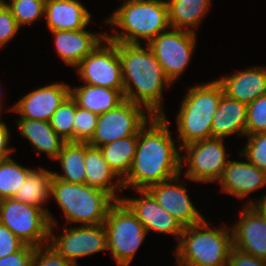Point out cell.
<instances>
[{
  "label": "cell",
  "instance_id": "cell-41",
  "mask_svg": "<svg viewBox=\"0 0 266 266\" xmlns=\"http://www.w3.org/2000/svg\"><path fill=\"white\" fill-rule=\"evenodd\" d=\"M9 131L6 124L3 122L0 124V159H5L10 157V153L13 152L14 148L7 147L9 143Z\"/></svg>",
  "mask_w": 266,
  "mask_h": 266
},
{
  "label": "cell",
  "instance_id": "cell-14",
  "mask_svg": "<svg viewBox=\"0 0 266 266\" xmlns=\"http://www.w3.org/2000/svg\"><path fill=\"white\" fill-rule=\"evenodd\" d=\"M180 175L167 181L154 184L146 190L155 198L157 203L176 218L183 227L192 226L204 220V217L192 204L187 189L177 185Z\"/></svg>",
  "mask_w": 266,
  "mask_h": 266
},
{
  "label": "cell",
  "instance_id": "cell-2",
  "mask_svg": "<svg viewBox=\"0 0 266 266\" xmlns=\"http://www.w3.org/2000/svg\"><path fill=\"white\" fill-rule=\"evenodd\" d=\"M146 48L141 44L117 42L123 95L126 100L143 106L147 115L165 116L161 104L162 92L165 85H171V81L166 77L151 48L148 45Z\"/></svg>",
  "mask_w": 266,
  "mask_h": 266
},
{
  "label": "cell",
  "instance_id": "cell-30",
  "mask_svg": "<svg viewBox=\"0 0 266 266\" xmlns=\"http://www.w3.org/2000/svg\"><path fill=\"white\" fill-rule=\"evenodd\" d=\"M32 169L16 163L11 157L0 160V200L13 198Z\"/></svg>",
  "mask_w": 266,
  "mask_h": 266
},
{
  "label": "cell",
  "instance_id": "cell-12",
  "mask_svg": "<svg viewBox=\"0 0 266 266\" xmlns=\"http://www.w3.org/2000/svg\"><path fill=\"white\" fill-rule=\"evenodd\" d=\"M104 42L106 46L100 43L75 68L85 84L123 90L117 42Z\"/></svg>",
  "mask_w": 266,
  "mask_h": 266
},
{
  "label": "cell",
  "instance_id": "cell-18",
  "mask_svg": "<svg viewBox=\"0 0 266 266\" xmlns=\"http://www.w3.org/2000/svg\"><path fill=\"white\" fill-rule=\"evenodd\" d=\"M219 182L221 191L242 199L258 188L266 186V172L248 160H229Z\"/></svg>",
  "mask_w": 266,
  "mask_h": 266
},
{
  "label": "cell",
  "instance_id": "cell-22",
  "mask_svg": "<svg viewBox=\"0 0 266 266\" xmlns=\"http://www.w3.org/2000/svg\"><path fill=\"white\" fill-rule=\"evenodd\" d=\"M247 104L222 95L211 124V136L225 138L233 133L246 137Z\"/></svg>",
  "mask_w": 266,
  "mask_h": 266
},
{
  "label": "cell",
  "instance_id": "cell-27",
  "mask_svg": "<svg viewBox=\"0 0 266 266\" xmlns=\"http://www.w3.org/2000/svg\"><path fill=\"white\" fill-rule=\"evenodd\" d=\"M84 159L85 143L66 142L55 159L60 162L64 174L53 172V177L69 183L86 184Z\"/></svg>",
  "mask_w": 266,
  "mask_h": 266
},
{
  "label": "cell",
  "instance_id": "cell-28",
  "mask_svg": "<svg viewBox=\"0 0 266 266\" xmlns=\"http://www.w3.org/2000/svg\"><path fill=\"white\" fill-rule=\"evenodd\" d=\"M138 135L118 139L105 144L99 149L104 159L115 174L123 180L131 168L134 155L136 153Z\"/></svg>",
  "mask_w": 266,
  "mask_h": 266
},
{
  "label": "cell",
  "instance_id": "cell-17",
  "mask_svg": "<svg viewBox=\"0 0 266 266\" xmlns=\"http://www.w3.org/2000/svg\"><path fill=\"white\" fill-rule=\"evenodd\" d=\"M140 198H124L122 201L136 215L145 230L171 234L180 240L184 227L168 211L161 207L147 190H137Z\"/></svg>",
  "mask_w": 266,
  "mask_h": 266
},
{
  "label": "cell",
  "instance_id": "cell-10",
  "mask_svg": "<svg viewBox=\"0 0 266 266\" xmlns=\"http://www.w3.org/2000/svg\"><path fill=\"white\" fill-rule=\"evenodd\" d=\"M224 147L223 139L214 137L182 147L186 156L181 155V165L188 164L185 176L201 183L219 181L229 161Z\"/></svg>",
  "mask_w": 266,
  "mask_h": 266
},
{
  "label": "cell",
  "instance_id": "cell-15",
  "mask_svg": "<svg viewBox=\"0 0 266 266\" xmlns=\"http://www.w3.org/2000/svg\"><path fill=\"white\" fill-rule=\"evenodd\" d=\"M70 86L53 83L40 87L20 98L10 111L19 113L20 118L50 121L54 112L70 95Z\"/></svg>",
  "mask_w": 266,
  "mask_h": 266
},
{
  "label": "cell",
  "instance_id": "cell-34",
  "mask_svg": "<svg viewBox=\"0 0 266 266\" xmlns=\"http://www.w3.org/2000/svg\"><path fill=\"white\" fill-rule=\"evenodd\" d=\"M266 133V94L247 104L246 135Z\"/></svg>",
  "mask_w": 266,
  "mask_h": 266
},
{
  "label": "cell",
  "instance_id": "cell-23",
  "mask_svg": "<svg viewBox=\"0 0 266 266\" xmlns=\"http://www.w3.org/2000/svg\"><path fill=\"white\" fill-rule=\"evenodd\" d=\"M84 164L87 185L106 191L115 201L122 199L115 192L124 189L123 181L118 178L117 182L113 183L112 180L118 176L109 167L98 147H92L85 143Z\"/></svg>",
  "mask_w": 266,
  "mask_h": 266
},
{
  "label": "cell",
  "instance_id": "cell-37",
  "mask_svg": "<svg viewBox=\"0 0 266 266\" xmlns=\"http://www.w3.org/2000/svg\"><path fill=\"white\" fill-rule=\"evenodd\" d=\"M16 19L11 10L5 4V0H0V48L11 41L19 31Z\"/></svg>",
  "mask_w": 266,
  "mask_h": 266
},
{
  "label": "cell",
  "instance_id": "cell-35",
  "mask_svg": "<svg viewBox=\"0 0 266 266\" xmlns=\"http://www.w3.org/2000/svg\"><path fill=\"white\" fill-rule=\"evenodd\" d=\"M248 136V142L243 148L241 156L266 172V133H256Z\"/></svg>",
  "mask_w": 266,
  "mask_h": 266
},
{
  "label": "cell",
  "instance_id": "cell-29",
  "mask_svg": "<svg viewBox=\"0 0 266 266\" xmlns=\"http://www.w3.org/2000/svg\"><path fill=\"white\" fill-rule=\"evenodd\" d=\"M52 173L41 167L38 170L32 169L13 198L28 205H36L45 209L42 205L51 196Z\"/></svg>",
  "mask_w": 266,
  "mask_h": 266
},
{
  "label": "cell",
  "instance_id": "cell-38",
  "mask_svg": "<svg viewBox=\"0 0 266 266\" xmlns=\"http://www.w3.org/2000/svg\"><path fill=\"white\" fill-rule=\"evenodd\" d=\"M24 245L9 228L0 223V258L19 251Z\"/></svg>",
  "mask_w": 266,
  "mask_h": 266
},
{
  "label": "cell",
  "instance_id": "cell-3",
  "mask_svg": "<svg viewBox=\"0 0 266 266\" xmlns=\"http://www.w3.org/2000/svg\"><path fill=\"white\" fill-rule=\"evenodd\" d=\"M105 22L122 29L113 35L106 33V38L126 44H141L139 38L148 44L171 29L166 0H124Z\"/></svg>",
  "mask_w": 266,
  "mask_h": 266
},
{
  "label": "cell",
  "instance_id": "cell-9",
  "mask_svg": "<svg viewBox=\"0 0 266 266\" xmlns=\"http://www.w3.org/2000/svg\"><path fill=\"white\" fill-rule=\"evenodd\" d=\"M142 108L144 107L125 99L117 107L98 115L94 135L88 144L99 148L115 140L138 135L152 117L147 116Z\"/></svg>",
  "mask_w": 266,
  "mask_h": 266
},
{
  "label": "cell",
  "instance_id": "cell-33",
  "mask_svg": "<svg viewBox=\"0 0 266 266\" xmlns=\"http://www.w3.org/2000/svg\"><path fill=\"white\" fill-rule=\"evenodd\" d=\"M98 115L87 109L78 107L73 121L74 142L88 143L94 135L97 126Z\"/></svg>",
  "mask_w": 266,
  "mask_h": 266
},
{
  "label": "cell",
  "instance_id": "cell-43",
  "mask_svg": "<svg viewBox=\"0 0 266 266\" xmlns=\"http://www.w3.org/2000/svg\"><path fill=\"white\" fill-rule=\"evenodd\" d=\"M1 91V90H0ZM0 98H1V93H0ZM0 101H1V99H0ZM2 106H1V102H0V110H2V108H1Z\"/></svg>",
  "mask_w": 266,
  "mask_h": 266
},
{
  "label": "cell",
  "instance_id": "cell-5",
  "mask_svg": "<svg viewBox=\"0 0 266 266\" xmlns=\"http://www.w3.org/2000/svg\"><path fill=\"white\" fill-rule=\"evenodd\" d=\"M224 94L216 81L192 86L181 102L177 114V129L180 149L192 142L212 138L211 124L219 101Z\"/></svg>",
  "mask_w": 266,
  "mask_h": 266
},
{
  "label": "cell",
  "instance_id": "cell-19",
  "mask_svg": "<svg viewBox=\"0 0 266 266\" xmlns=\"http://www.w3.org/2000/svg\"><path fill=\"white\" fill-rule=\"evenodd\" d=\"M56 51L65 64L76 67L82 59L90 54L100 43L106 39V34L98 36L86 30H59L51 31Z\"/></svg>",
  "mask_w": 266,
  "mask_h": 266
},
{
  "label": "cell",
  "instance_id": "cell-7",
  "mask_svg": "<svg viewBox=\"0 0 266 266\" xmlns=\"http://www.w3.org/2000/svg\"><path fill=\"white\" fill-rule=\"evenodd\" d=\"M0 223L25 245L36 248L49 243L50 229L57 221L47 209L9 198L0 200Z\"/></svg>",
  "mask_w": 266,
  "mask_h": 266
},
{
  "label": "cell",
  "instance_id": "cell-39",
  "mask_svg": "<svg viewBox=\"0 0 266 266\" xmlns=\"http://www.w3.org/2000/svg\"><path fill=\"white\" fill-rule=\"evenodd\" d=\"M35 247L24 245L19 251L0 258V266H30Z\"/></svg>",
  "mask_w": 266,
  "mask_h": 266
},
{
  "label": "cell",
  "instance_id": "cell-36",
  "mask_svg": "<svg viewBox=\"0 0 266 266\" xmlns=\"http://www.w3.org/2000/svg\"><path fill=\"white\" fill-rule=\"evenodd\" d=\"M43 246L35 248L30 266H73L49 243L45 248Z\"/></svg>",
  "mask_w": 266,
  "mask_h": 266
},
{
  "label": "cell",
  "instance_id": "cell-42",
  "mask_svg": "<svg viewBox=\"0 0 266 266\" xmlns=\"http://www.w3.org/2000/svg\"><path fill=\"white\" fill-rule=\"evenodd\" d=\"M246 205H253L266 218V195H263L258 201L254 203L251 201V203Z\"/></svg>",
  "mask_w": 266,
  "mask_h": 266
},
{
  "label": "cell",
  "instance_id": "cell-11",
  "mask_svg": "<svg viewBox=\"0 0 266 266\" xmlns=\"http://www.w3.org/2000/svg\"><path fill=\"white\" fill-rule=\"evenodd\" d=\"M195 35L194 31L172 28L162 32L148 43L172 84L186 70L191 60L196 46Z\"/></svg>",
  "mask_w": 266,
  "mask_h": 266
},
{
  "label": "cell",
  "instance_id": "cell-25",
  "mask_svg": "<svg viewBox=\"0 0 266 266\" xmlns=\"http://www.w3.org/2000/svg\"><path fill=\"white\" fill-rule=\"evenodd\" d=\"M70 96L76 101L78 107L97 115L106 113L125 100L123 90L88 84L70 88Z\"/></svg>",
  "mask_w": 266,
  "mask_h": 266
},
{
  "label": "cell",
  "instance_id": "cell-8",
  "mask_svg": "<svg viewBox=\"0 0 266 266\" xmlns=\"http://www.w3.org/2000/svg\"><path fill=\"white\" fill-rule=\"evenodd\" d=\"M104 225L108 249L117 266H129L147 234L143 224L122 200H116L107 212Z\"/></svg>",
  "mask_w": 266,
  "mask_h": 266
},
{
  "label": "cell",
  "instance_id": "cell-20",
  "mask_svg": "<svg viewBox=\"0 0 266 266\" xmlns=\"http://www.w3.org/2000/svg\"><path fill=\"white\" fill-rule=\"evenodd\" d=\"M224 94L249 104L266 94V67H252L224 78L216 79Z\"/></svg>",
  "mask_w": 266,
  "mask_h": 266
},
{
  "label": "cell",
  "instance_id": "cell-44",
  "mask_svg": "<svg viewBox=\"0 0 266 266\" xmlns=\"http://www.w3.org/2000/svg\"><path fill=\"white\" fill-rule=\"evenodd\" d=\"M0 115H1V110H0ZM3 122L1 121V116H0V124H2Z\"/></svg>",
  "mask_w": 266,
  "mask_h": 266
},
{
  "label": "cell",
  "instance_id": "cell-13",
  "mask_svg": "<svg viewBox=\"0 0 266 266\" xmlns=\"http://www.w3.org/2000/svg\"><path fill=\"white\" fill-rule=\"evenodd\" d=\"M52 232L53 230L50 229L49 244L73 266H78L76 258L108 249L107 231L104 224L64 228V234L59 236L53 235Z\"/></svg>",
  "mask_w": 266,
  "mask_h": 266
},
{
  "label": "cell",
  "instance_id": "cell-16",
  "mask_svg": "<svg viewBox=\"0 0 266 266\" xmlns=\"http://www.w3.org/2000/svg\"><path fill=\"white\" fill-rule=\"evenodd\" d=\"M237 224L231 228L237 250L266 260V218L253 206L245 205Z\"/></svg>",
  "mask_w": 266,
  "mask_h": 266
},
{
  "label": "cell",
  "instance_id": "cell-31",
  "mask_svg": "<svg viewBox=\"0 0 266 266\" xmlns=\"http://www.w3.org/2000/svg\"><path fill=\"white\" fill-rule=\"evenodd\" d=\"M76 101L69 95L50 119V125L66 142H74V116Z\"/></svg>",
  "mask_w": 266,
  "mask_h": 266
},
{
  "label": "cell",
  "instance_id": "cell-24",
  "mask_svg": "<svg viewBox=\"0 0 266 266\" xmlns=\"http://www.w3.org/2000/svg\"><path fill=\"white\" fill-rule=\"evenodd\" d=\"M18 129L23 137L32 144L33 149L46 153L55 160L66 143L51 127L49 121L20 118Z\"/></svg>",
  "mask_w": 266,
  "mask_h": 266
},
{
  "label": "cell",
  "instance_id": "cell-32",
  "mask_svg": "<svg viewBox=\"0 0 266 266\" xmlns=\"http://www.w3.org/2000/svg\"><path fill=\"white\" fill-rule=\"evenodd\" d=\"M5 2L18 26L30 25L45 15L46 0H9Z\"/></svg>",
  "mask_w": 266,
  "mask_h": 266
},
{
  "label": "cell",
  "instance_id": "cell-6",
  "mask_svg": "<svg viewBox=\"0 0 266 266\" xmlns=\"http://www.w3.org/2000/svg\"><path fill=\"white\" fill-rule=\"evenodd\" d=\"M50 195L62 209L66 222H80L81 225L104 224L107 212L115 202L106 191L56 177L52 178Z\"/></svg>",
  "mask_w": 266,
  "mask_h": 266
},
{
  "label": "cell",
  "instance_id": "cell-21",
  "mask_svg": "<svg viewBox=\"0 0 266 266\" xmlns=\"http://www.w3.org/2000/svg\"><path fill=\"white\" fill-rule=\"evenodd\" d=\"M45 17L50 31L81 30L91 20L89 11L77 0H46Z\"/></svg>",
  "mask_w": 266,
  "mask_h": 266
},
{
  "label": "cell",
  "instance_id": "cell-40",
  "mask_svg": "<svg viewBox=\"0 0 266 266\" xmlns=\"http://www.w3.org/2000/svg\"><path fill=\"white\" fill-rule=\"evenodd\" d=\"M227 266H266V260L232 247L228 255Z\"/></svg>",
  "mask_w": 266,
  "mask_h": 266
},
{
  "label": "cell",
  "instance_id": "cell-4",
  "mask_svg": "<svg viewBox=\"0 0 266 266\" xmlns=\"http://www.w3.org/2000/svg\"><path fill=\"white\" fill-rule=\"evenodd\" d=\"M209 227L204 219L184 227L174 253L178 266H227L233 247L229 227Z\"/></svg>",
  "mask_w": 266,
  "mask_h": 266
},
{
  "label": "cell",
  "instance_id": "cell-1",
  "mask_svg": "<svg viewBox=\"0 0 266 266\" xmlns=\"http://www.w3.org/2000/svg\"><path fill=\"white\" fill-rule=\"evenodd\" d=\"M149 122L138 132L136 153L128 175L122 180L124 189L146 190L182 174L179 154L182 150L174 144L167 118L152 116Z\"/></svg>",
  "mask_w": 266,
  "mask_h": 266
},
{
  "label": "cell",
  "instance_id": "cell-26",
  "mask_svg": "<svg viewBox=\"0 0 266 266\" xmlns=\"http://www.w3.org/2000/svg\"><path fill=\"white\" fill-rule=\"evenodd\" d=\"M171 29L194 31L203 16L210 10V0H168ZM189 27V28H188ZM192 29V30H191Z\"/></svg>",
  "mask_w": 266,
  "mask_h": 266
}]
</instances>
